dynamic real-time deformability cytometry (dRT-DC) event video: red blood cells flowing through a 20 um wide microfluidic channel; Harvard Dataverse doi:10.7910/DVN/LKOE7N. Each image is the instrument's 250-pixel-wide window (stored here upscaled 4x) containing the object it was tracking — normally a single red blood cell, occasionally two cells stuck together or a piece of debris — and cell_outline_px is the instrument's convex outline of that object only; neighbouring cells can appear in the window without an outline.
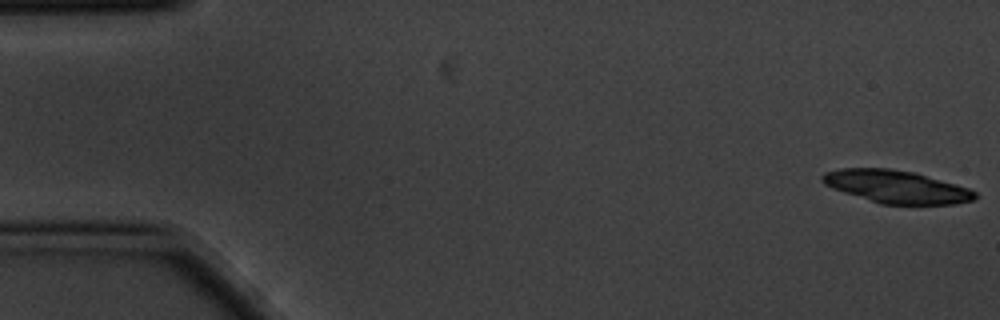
{"species": "common noctule bat (a hibernating species)", "species_latin": "Nyctalus noctula", "temperature_condition": "cold", "stored_images_in_passage": 14, "camera_frame_rate_fps": 3000, "um_per_image_px": 0.085, "animal": {"sex": "male", "body_mass_g": 20.1, "forearm_length_mm": 53.5}, "frame": {"image": 1, "passage_image": 1, "time_ms": 0.0, "image_size_px": [1000, 320], "cell_outline_px": [[980, 196], [972, 200], [956, 204], [880, 204], [832, 188], [824, 184], [820, 180], [820, 176], [824, 172], [840, 168], [888, 168], [916, 172], [956, 184], [968, 188], [976, 192]], "centroid_in_image_um": [76.18, 15.86], "position_along_channel_um": 8.8, "area_um2": 29.3}}
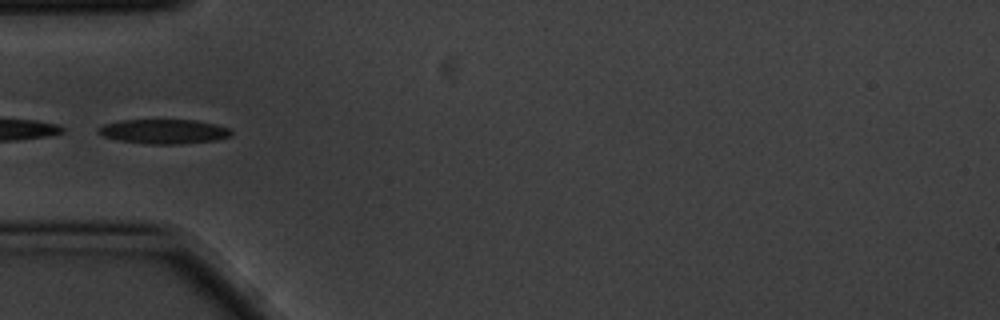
{"frame": {"image": 2, "passage_image": 5, "time_ms": 1.333, "image_size_px": [1000, 320], "cell_outline_px": [[232, 132], [228, 136], [216, 140], [180, 144], [148, 144], [120, 140], [104, 136], [96, 132], [96, 128], [100, 124], [120, 120], [196, 120], [216, 124], [228, 128]], "centroid_in_image_um": [13.86, 11.16], "position_along_channel_um": 71.1, "area_um2": 19.02}}
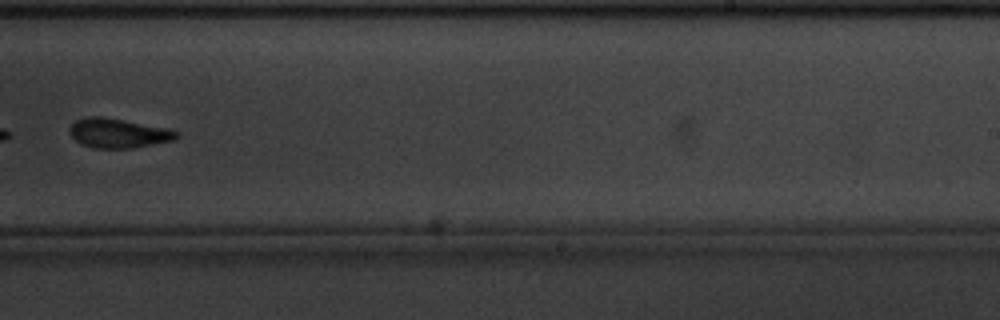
{"frame": {"image": 3, "passage_image": 10, "time_ms": 3.0, "image_size_px": [1000, 320], "cell_outline_px": [[180, 136], [172, 140], [132, 148], [92, 148], [80, 144], [68, 132], [68, 128], [76, 120], [84, 116], [100, 116], [168, 128], [176, 132]], "centroid_in_image_um": [9.98, 11.31], "position_along_channel_um": 279.0, "area_um2": 18.26}}